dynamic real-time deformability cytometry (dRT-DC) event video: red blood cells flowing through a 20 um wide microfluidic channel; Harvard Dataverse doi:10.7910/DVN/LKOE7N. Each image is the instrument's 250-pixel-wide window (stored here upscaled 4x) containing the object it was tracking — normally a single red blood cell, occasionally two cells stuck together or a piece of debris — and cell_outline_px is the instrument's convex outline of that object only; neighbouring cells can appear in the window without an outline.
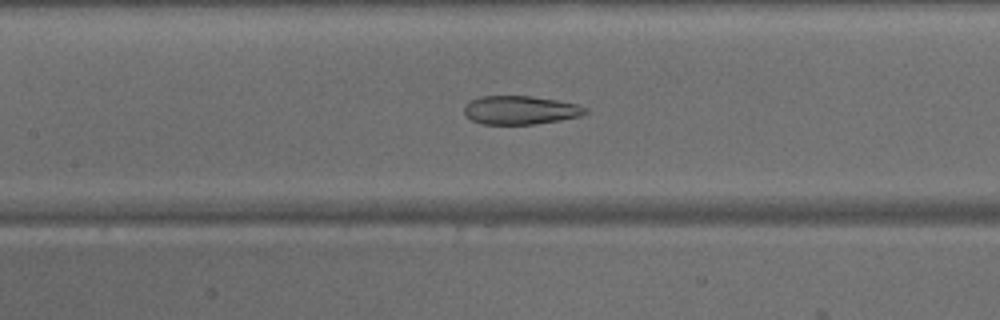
{"species": "common noctule bat (a hibernating species)", "species_latin": "Nyctalus noctula", "temperature_condition": "warm", "stored_images_in_passage": 48, "camera_frame_rate_fps": 3000, "um_per_image_px": 0.085, "animal": {"sex": "male", "body_mass_g": 15.6}, "frame": {"image": 1, "passage_image": 22, "time_ms": 7.0, "image_size_px": [1000, 320], "cell_outline_px": [[588, 112], [580, 116], [560, 120], [532, 124], [480, 124], [472, 120], [464, 112], [464, 108], [472, 100], [480, 96], [532, 96], [556, 100], [576, 104], [588, 108]], "centroid_in_image_um": [44.25, 9.36], "position_along_channel_um": 163.2, "area_um2": 20.0}}
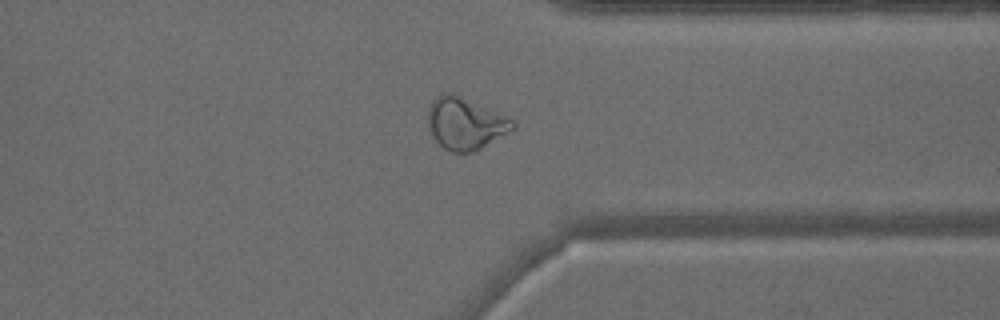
{"frame": {"image": 2, "passage_image": 37, "time_ms": 12.0, "image_size_px": [1000, 320], "cell_outline_px": [[516, 128], [476, 152], [452, 152], [444, 148], [432, 136], [428, 128], [428, 108], [432, 100], [440, 92], [452, 92], [508, 116], [516, 124]], "centroid_in_image_um": [39.55, 10.48], "position_along_channel_um": 371.8, "area_um2": 26.07}}
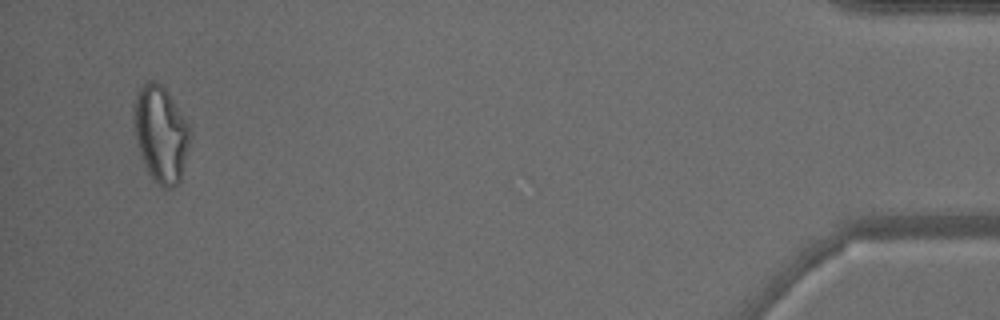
{"frame": {"image": 3, "passage_image": 46, "time_ms": 15.0, "image_size_px": [1000, 320], "cell_outline_px": [[188, 148], [180, 180], [172, 188], [160, 188], [152, 180], [144, 164], [136, 140], [132, 116], [136, 96], [140, 88], [148, 80], [156, 80], [168, 92], [188, 124]], "centroid_in_image_um": [13.63, 11.4], "position_along_channel_um": 421.6, "area_um2": 31.21}}